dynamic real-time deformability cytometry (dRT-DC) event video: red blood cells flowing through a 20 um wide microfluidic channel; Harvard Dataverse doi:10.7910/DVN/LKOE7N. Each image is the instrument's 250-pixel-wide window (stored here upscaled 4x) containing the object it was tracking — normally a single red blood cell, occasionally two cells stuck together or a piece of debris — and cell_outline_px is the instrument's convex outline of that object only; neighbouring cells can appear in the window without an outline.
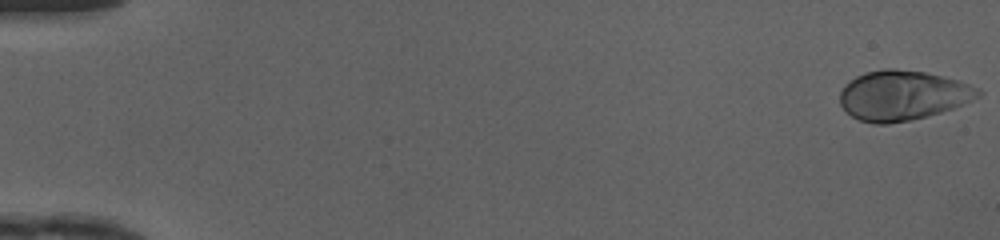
{"species": "human", "species_latin": "Homo sapiens", "temperature_condition": "cold", "stored_images_in_passage": 49, "camera_frame_rate_fps": 3000, "um_per_image_px": 0.085, "donor": {"sex": "female"}, "frame": {"image": 1, "passage_image": 1, "time_ms": 0.0, "image_size_px": [1000, 240], "cell_outline_px": [[984, 92], [980, 96], [972, 100], [952, 108], [928, 116], [912, 120], [888, 124], [876, 124], [860, 120], [852, 116], [840, 104], [840, 92], [844, 84], [856, 76], [864, 72], [884, 68], [896, 68], [924, 72], [956, 80], [980, 88]], "centroid_in_image_um": [76.71, 8.1], "position_along_channel_um": 8.3, "area_um2": 40.17}}
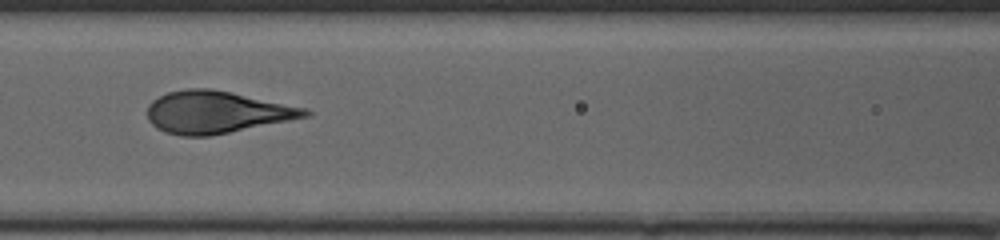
{"frame": {"image": 2, "passage_image": 23, "time_ms": 7.333, "image_size_px": [1000, 240], "cell_outline_px": [[312, 112], [308, 116], [208, 136], [180, 136], [164, 132], [156, 128], [148, 120], [148, 104], [152, 100], [168, 92], [184, 88], [208, 88], [308, 108]], "centroid_in_image_um": [18.35, 9.53], "position_along_channel_um": 148.3, "area_um2": 38.32}}
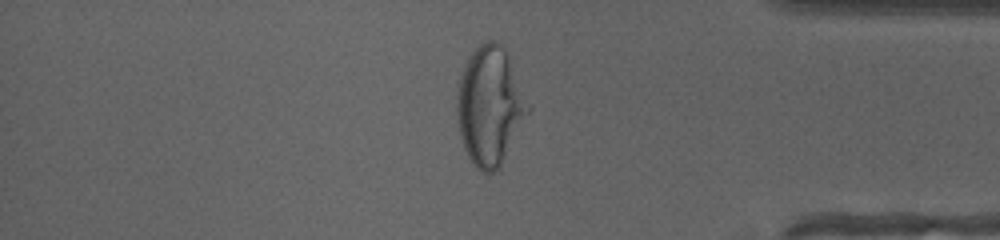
{"frame": {"image": 3, "passage_image": 42, "time_ms": 13.667, "image_size_px": [1000, 240], "cell_outline_px": [[532, 108], [500, 168], [496, 172], [480, 172], [472, 164], [464, 148], [460, 136], [456, 112], [456, 92], [460, 76], [468, 56], [484, 40], [496, 40], [508, 52]], "centroid_in_image_um": [41.65, 9.0], "position_along_channel_um": 393.5, "area_um2": 50.0}}